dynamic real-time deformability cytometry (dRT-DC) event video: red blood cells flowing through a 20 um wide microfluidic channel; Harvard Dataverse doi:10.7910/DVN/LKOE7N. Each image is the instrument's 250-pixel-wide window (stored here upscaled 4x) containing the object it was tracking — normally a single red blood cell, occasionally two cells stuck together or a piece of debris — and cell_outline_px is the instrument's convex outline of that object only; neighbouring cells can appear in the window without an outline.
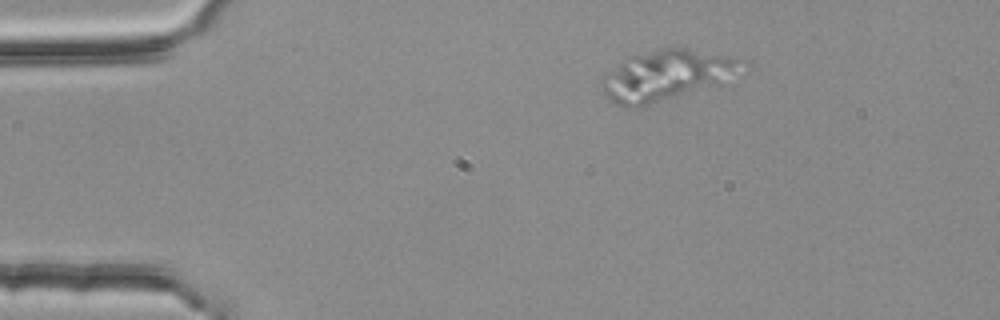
{"species": "common noctule bat (a hibernating species)", "species_latin": "Nyctalus noctula", "temperature_condition": "room temperature", "stored_images_in_passage": 4, "camera_frame_rate_fps": 3000, "um_per_image_px": 0.085, "animal": {"sex": "female", "body_mass_g": 25.1}, "frame": {"image": 1, "passage_image": 4, "time_ms": 1.0, "image_size_px": [1000, 320], "cell_outline_px": [[740, 60], [724, 84], [648, 104], [632, 108], [624, 108], [612, 100], [604, 92], [600, 84], [600, 80], [608, 72], [628, 56], [660, 48], [684, 48]], "centroid_in_image_um": [56.5, 6.43], "position_along_channel_um": 28.5, "area_um2": 39.71}}